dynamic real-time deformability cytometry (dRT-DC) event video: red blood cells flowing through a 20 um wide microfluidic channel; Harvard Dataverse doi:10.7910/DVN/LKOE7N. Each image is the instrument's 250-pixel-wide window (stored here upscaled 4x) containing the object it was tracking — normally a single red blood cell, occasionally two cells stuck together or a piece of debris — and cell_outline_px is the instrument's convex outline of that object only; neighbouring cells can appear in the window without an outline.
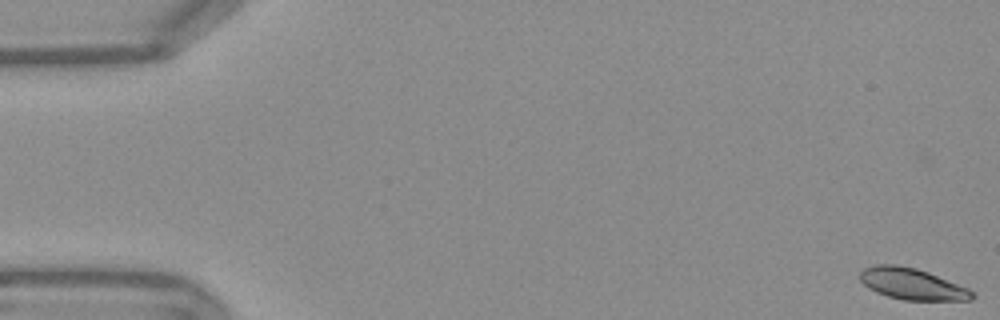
{"species": "Egyptian fruit bat (a non-hibernating species)", "species_latin": "Rousettus aegyptiacus", "temperature_condition": "warm", "stored_images_in_passage": 55, "camera_frame_rate_fps": 3000, "um_per_image_px": 0.085, "frame": {"image": 1, "passage_image": 1, "time_ms": 0.0, "image_size_px": [1000, 320], "cell_outline_px": [[976, 296], [972, 300], [904, 300], [888, 296], [876, 292], [868, 288], [860, 280], [860, 272], [864, 268], [876, 264], [896, 264], [916, 268], [928, 272], [968, 288]], "centroid_in_image_um": [77.51, 24.13], "position_along_channel_um": 7.5, "area_um2": 20.46}}
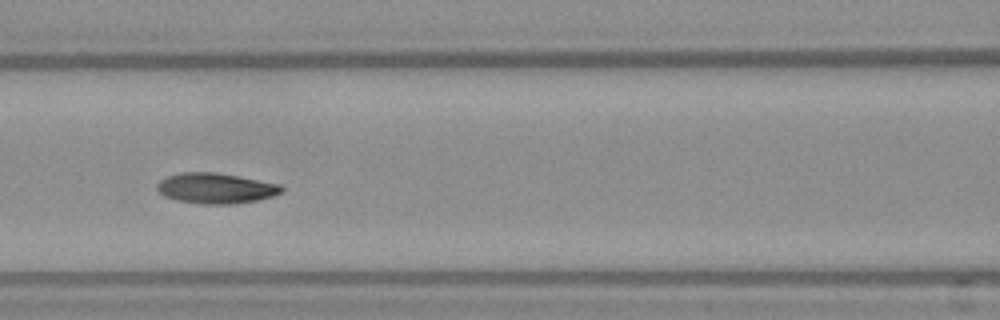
{"frame": {"image": 2, "passage_image": 24, "time_ms": 7.667, "image_size_px": [1000, 320], "cell_outline_px": [[284, 192], [272, 196], [256, 200], [236, 204], [200, 204], [176, 200], [164, 196], [156, 188], [156, 184], [160, 180], [168, 176], [180, 172], [216, 172], [280, 184], [284, 188]], "centroid_in_image_um": [18.33, 16.0], "position_along_channel_um": 148.3, "area_um2": 22.2}}
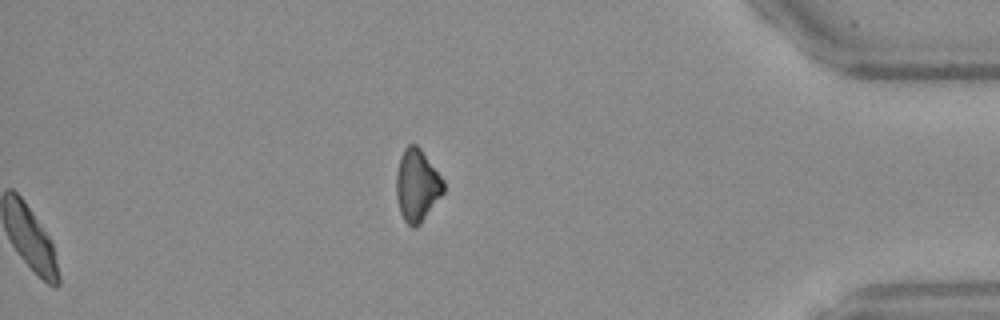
{"frame": {"image": 3, "passage_image": 55, "time_ms": 18.0, "image_size_px": [1000, 320], "cell_outline_px": [[444, 192], [420, 224], [416, 228], [412, 228], [404, 220], [400, 212], [396, 196], [396, 172], [404, 148], [408, 144], [416, 144], [420, 148], [444, 180]], "centroid_in_image_um": [35.44, 15.77], "position_along_channel_um": 399.8, "area_um2": 19.83}, "authors_computed_cell_mechanics": {"area_um2": 21.4438, "velocity_mm_per_s": 3.7539, "shape_relaxation_time_tau1_ms": 4.1178, "shape_relaxation_time_tau2_ms": 2.5543, "deformation_change_tau1": 0.1359, "deformation_change_tau2": 0.0725}}